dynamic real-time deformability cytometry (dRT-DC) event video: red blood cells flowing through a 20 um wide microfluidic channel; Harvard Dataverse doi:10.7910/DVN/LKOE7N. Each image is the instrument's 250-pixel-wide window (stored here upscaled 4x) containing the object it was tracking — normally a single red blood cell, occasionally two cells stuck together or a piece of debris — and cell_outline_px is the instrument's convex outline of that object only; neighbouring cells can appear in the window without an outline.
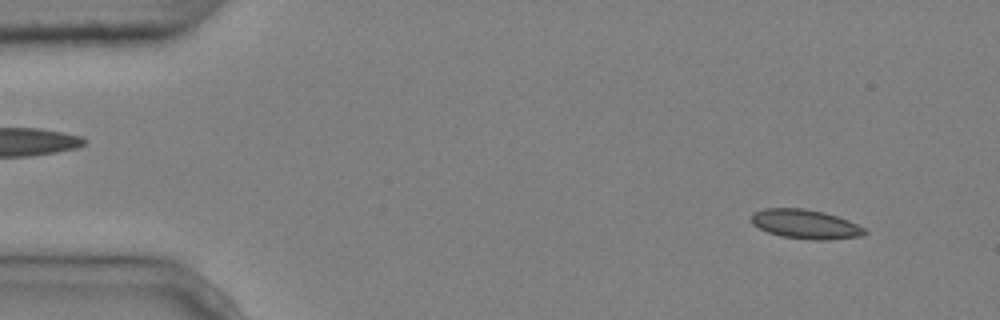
{"species": "common noctule bat (a hibernating species)", "species_latin": "Nyctalus noctula", "temperature_condition": "cold", "stored_images_in_passage": 4, "camera_frame_rate_fps": 3000, "um_per_image_px": 0.085, "animal": {"sex": "male", "body_mass_g": 20.4}, "frame": {"image": 1, "passage_image": 1, "time_ms": 0.0, "image_size_px": [1000, 320], "cell_outline_px": [[868, 232], [860, 236], [828, 240], [808, 240], [780, 236], [768, 232], [752, 224], [752, 212], [764, 208], [804, 208], [824, 212], [848, 220], [864, 228]], "centroid_in_image_um": [68.44, 19.05], "position_along_channel_um": 16.6, "area_um2": 19.36}}
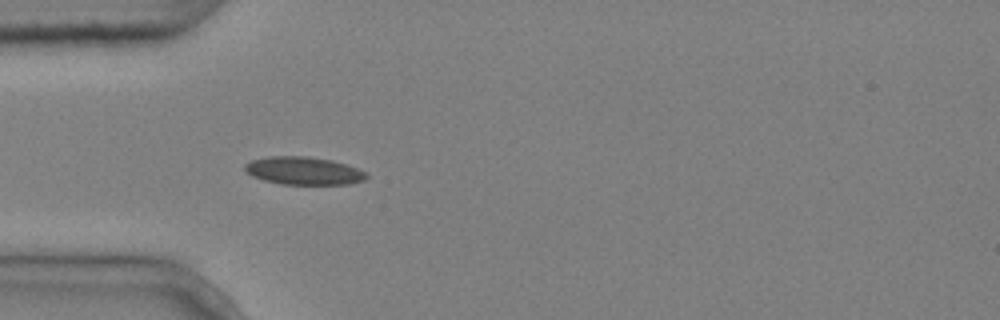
{"frame": {"image": 2, "passage_image": 4, "time_ms": 1.0, "image_size_px": [1000, 320], "cell_outline_px": [[368, 176], [364, 180], [348, 184], [280, 184], [264, 180], [252, 176], [244, 172], [244, 164], [252, 160], [268, 156], [308, 156], [332, 160], [368, 172]], "centroid_in_image_um": [25.78, 14.51], "position_along_channel_um": 59.2, "area_um2": 19.83}}